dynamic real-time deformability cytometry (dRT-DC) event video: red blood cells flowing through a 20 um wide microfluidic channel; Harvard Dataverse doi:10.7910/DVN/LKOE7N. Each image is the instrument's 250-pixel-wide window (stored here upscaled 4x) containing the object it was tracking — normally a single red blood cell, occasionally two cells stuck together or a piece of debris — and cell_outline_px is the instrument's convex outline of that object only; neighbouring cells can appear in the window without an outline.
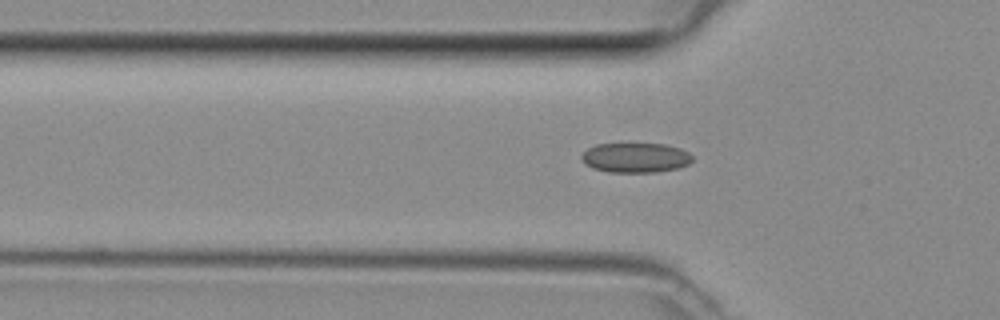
{"species": "common noctule bat (a hibernating species)", "species_latin": "Nyctalus noctula", "temperature_condition": "room temperature", "stored_images_in_passage": 28, "camera_frame_rate_fps": 3000, "um_per_image_px": 0.085, "animal": {"sex": "female", "body_mass_g": 29.2, "forearm_length_mm": 56.3}, "frame": {"image": 1, "passage_image": 11, "time_ms": 3.333, "image_size_px": [1000, 320], "cell_outline_px": [[692, 160], [688, 164], [676, 168], [656, 172], [608, 172], [592, 168], [584, 164], [580, 156], [588, 148], [596, 144], [620, 140], [664, 144], [680, 148], [688, 152], [692, 156]], "centroid_in_image_um": [53.95, 13.34], "position_along_channel_um": 71.8, "area_um2": 20.17}}
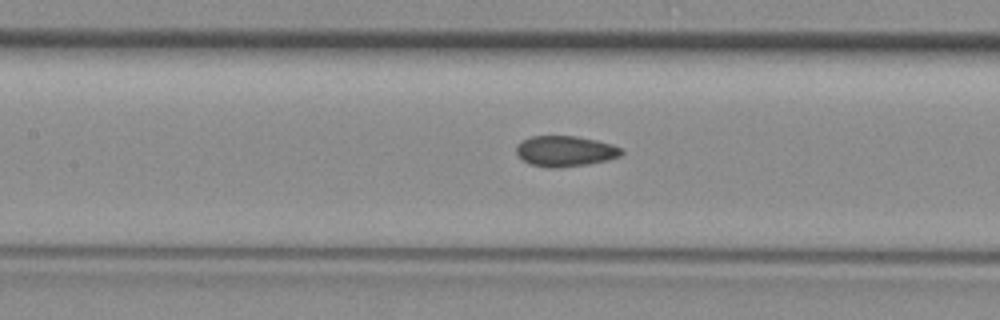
{"frame": {"image": 2, "passage_image": 17, "time_ms": 5.333, "image_size_px": [1000, 320], "cell_outline_px": [[624, 152], [620, 156], [608, 160], [588, 164], [556, 168], [548, 168], [532, 164], [524, 160], [516, 152], [516, 144], [520, 140], [532, 136], [576, 136], [596, 140], [612, 144], [620, 148]], "centroid_in_image_um": [48.04, 12.84], "position_along_channel_um": 159.4, "area_um2": 18.79}}
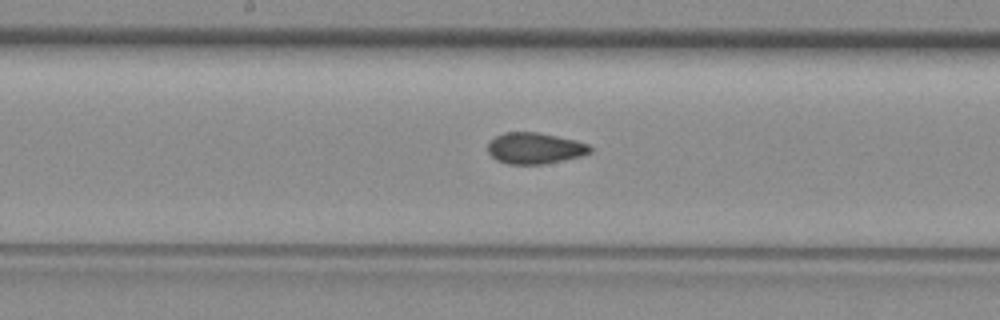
{"frame": {"image": 3, "passage_image": 20, "time_ms": 6.333, "image_size_px": [1000, 320], "cell_outline_px": [[592, 152], [584, 156], [544, 164], [508, 164], [496, 160], [488, 152], [488, 144], [496, 136], [504, 132], [536, 132], [576, 140], [588, 144], [592, 148]], "centroid_in_image_um": [45.49, 12.61], "position_along_channel_um": 202.7, "area_um2": 18.67}}